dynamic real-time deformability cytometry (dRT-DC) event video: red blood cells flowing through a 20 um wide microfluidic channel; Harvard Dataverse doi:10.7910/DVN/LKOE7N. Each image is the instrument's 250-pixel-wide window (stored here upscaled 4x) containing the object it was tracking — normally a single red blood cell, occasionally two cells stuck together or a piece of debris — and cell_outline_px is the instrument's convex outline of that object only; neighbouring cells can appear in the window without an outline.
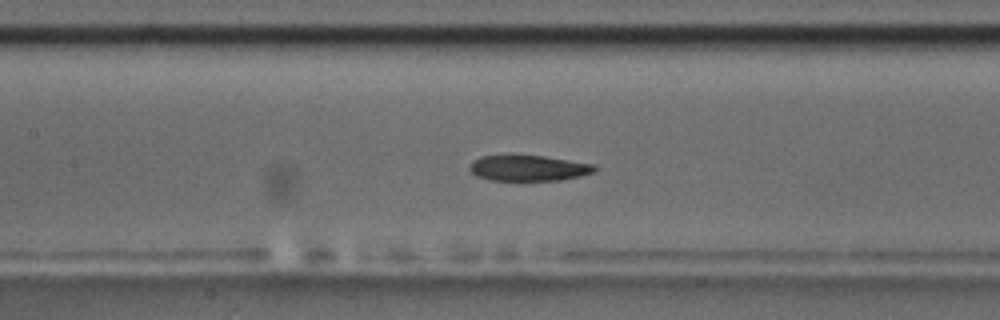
{"species": "common noctule bat (a hibernating species)", "species_latin": "Nyctalus noctula", "temperature_condition": "room temperature", "stored_images_in_passage": 56, "camera_frame_rate_fps": 3000, "um_per_image_px": 0.085, "animal": {"sex": "male", "body_mass_g": 17.5, "forearm_length_mm": 52.3}, "frame": {"image": 1, "passage_image": 25, "time_ms": 8.0, "image_size_px": [1000, 320], "cell_outline_px": [[596, 168], [592, 172], [580, 176], [560, 180], [492, 180], [476, 176], [468, 168], [472, 160], [480, 156], [544, 156], [596, 164]], "centroid_in_image_um": [44.91, 14.29], "position_along_channel_um": 162.5, "area_um2": 18.55}}
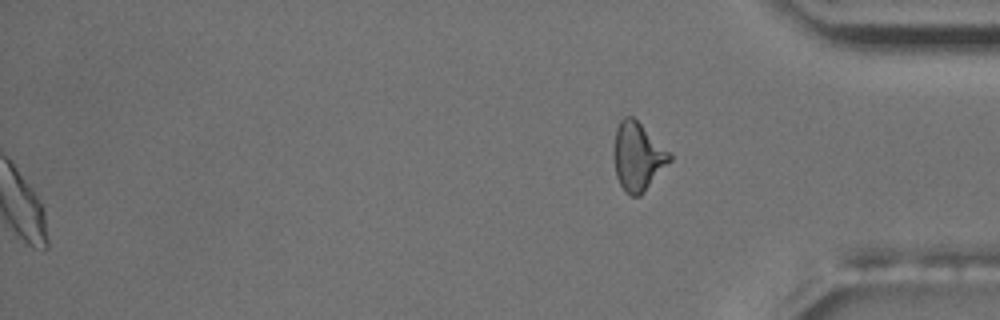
{"frame": {"image": 2, "passage_image": 56, "time_ms": 18.333, "image_size_px": [1000, 320], "cell_outline_px": [[672, 160], [644, 192], [640, 196], [632, 196], [624, 192], [616, 176], [612, 152], [616, 128], [620, 120], [624, 116], [632, 116], [672, 152]], "centroid_in_image_um": [54.21, 13.3], "position_along_channel_um": 381.0, "area_um2": 22.66}, "authors_computed_cell_mechanics": {"area_um2": 20.1433, "velocity_mm_per_s": 3.6166, "shape_relaxation_time_tau1_ms": 4.0382, "shape_relaxation_time_tau2_ms": 2.8669, "deformation_change_tau1": 0.1315, "deformation_change_tau2": 0.0834}}